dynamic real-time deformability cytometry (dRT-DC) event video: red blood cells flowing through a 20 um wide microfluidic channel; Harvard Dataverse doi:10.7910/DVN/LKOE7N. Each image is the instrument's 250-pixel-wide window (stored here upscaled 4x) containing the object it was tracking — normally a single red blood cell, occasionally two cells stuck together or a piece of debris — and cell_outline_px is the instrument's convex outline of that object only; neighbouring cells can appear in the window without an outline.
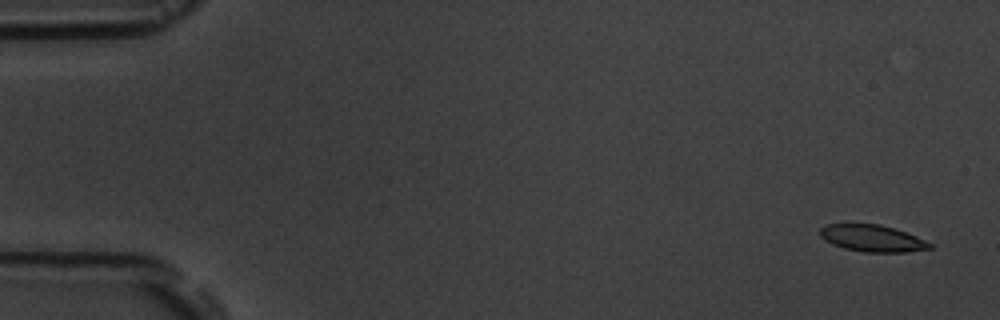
{"species": "common noctule bat (a hibernating species)", "species_latin": "Nyctalus noctula", "temperature_condition": "room temperature", "stored_images_in_passage": 5, "camera_frame_rate_fps": 3000, "um_per_image_px": 0.085, "animal": {"sex": "male", "body_mass_g": 19.5, "forearm_length_mm": 54.6}, "frame": {"image": 1, "passage_image": 1, "time_ms": 0.0, "image_size_px": [1000, 320], "cell_outline_px": [[932, 248], [904, 252], [864, 252], [844, 248], [832, 244], [824, 240], [820, 236], [820, 228], [824, 224], [880, 224], [916, 236], [932, 244]], "centroid_in_image_um": [74.1, 20.25], "position_along_channel_um": 10.9, "area_um2": 16.99}}
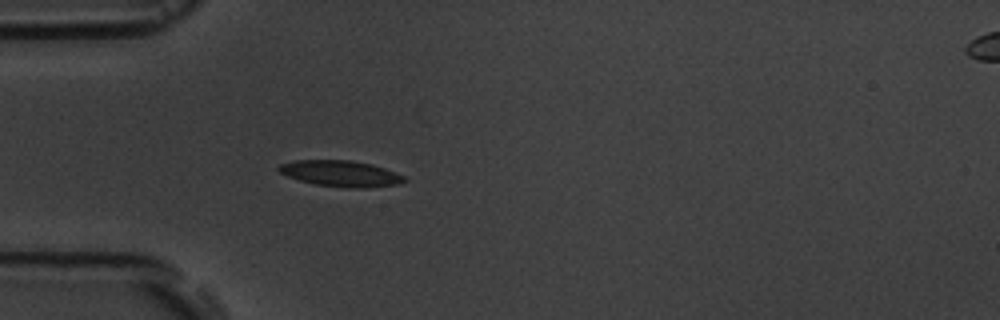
{"frame": {"image": 2, "passage_image": 5, "time_ms": 4.667, "image_size_px": [1000, 320], "cell_outline_px": [[408, 180], [400, 184], [368, 188], [348, 188], [316, 184], [300, 180], [288, 176], [280, 172], [276, 168], [280, 164], [292, 160], [352, 160], [372, 164], [396, 172], [404, 176]], "centroid_in_image_um": [29.0, 14.75], "position_along_channel_um": 56.0, "area_um2": 19.19}}